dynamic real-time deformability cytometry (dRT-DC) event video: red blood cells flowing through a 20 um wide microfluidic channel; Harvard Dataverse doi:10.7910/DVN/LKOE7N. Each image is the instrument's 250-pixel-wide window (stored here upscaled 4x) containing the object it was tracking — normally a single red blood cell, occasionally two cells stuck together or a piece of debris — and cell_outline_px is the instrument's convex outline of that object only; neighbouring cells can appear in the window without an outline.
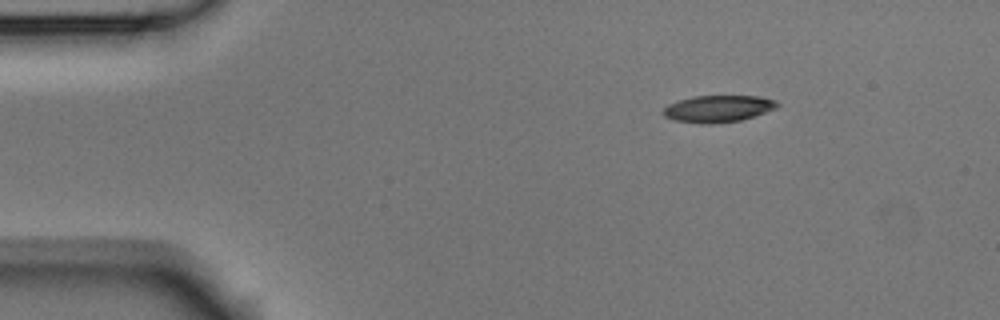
{"species": "Egyptian fruit bat (a non-hibernating species)", "species_latin": "Rousettus aegyptiacus", "temperature_condition": "room temperature", "stored_images_in_passage": 3, "camera_frame_rate_fps": 3000, "um_per_image_px": 0.085, "animal": {"sex": "male"}, "frame": {"image": 1, "passage_image": 3, "time_ms": 0.667, "image_size_px": [1000, 320], "cell_outline_px": [[780, 104], [776, 108], [740, 120], [712, 124], [700, 124], [676, 120], [664, 116], [664, 108], [668, 104], [692, 96], [760, 96], [776, 100]], "centroid_in_image_um": [61.04, 9.23], "position_along_channel_um": 24.0, "area_um2": 17.69}}